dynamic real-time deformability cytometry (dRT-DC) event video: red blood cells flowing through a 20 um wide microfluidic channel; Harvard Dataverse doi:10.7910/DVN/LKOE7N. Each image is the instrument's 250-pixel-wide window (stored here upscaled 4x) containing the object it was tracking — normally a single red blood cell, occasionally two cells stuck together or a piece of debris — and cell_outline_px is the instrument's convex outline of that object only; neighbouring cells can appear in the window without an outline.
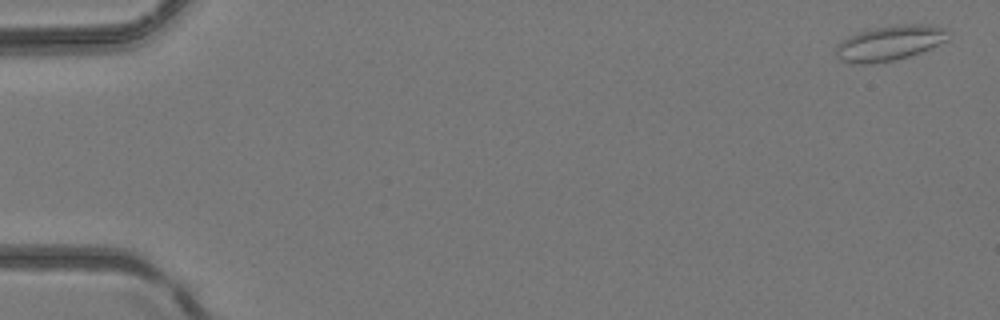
{"species": "common noctule bat (a hibernating species)", "species_latin": "Nyctalus noctula", "temperature_condition": "room temperature", "stored_images_in_passage": 6, "camera_frame_rate_fps": 3000, "um_per_image_px": 0.085, "animal": {"sex": "female", "body_mass_g": 24.6, "forearm_length_mm": 56.2}, "frame": {"image": 1, "passage_image": 1, "time_ms": 0.0, "image_size_px": [1000, 320], "cell_outline_px": [[948, 40], [932, 48], [908, 56], [892, 60], [868, 64], [852, 64], [840, 60], [836, 56], [836, 44], [848, 36], [872, 28], [896, 24], [924, 24], [944, 28]], "centroid_in_image_um": [75.57, 3.66], "position_along_channel_um": 9.4, "area_um2": 22.89}}
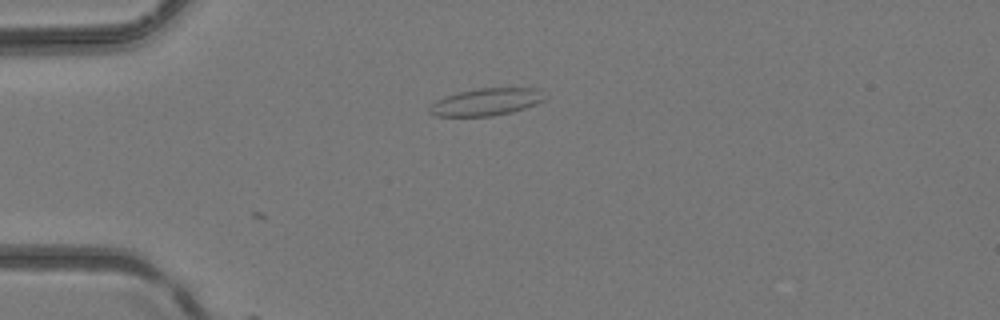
{"frame": {"image": 2, "passage_image": 4, "time_ms": 1.0, "image_size_px": [1000, 320], "cell_outline_px": [[548, 96], [544, 100], [536, 104], [512, 112], [492, 116], [436, 116], [428, 112], [428, 108], [436, 100], [460, 92], [476, 88], [540, 88]], "centroid_in_image_um": [41.38, 8.66], "position_along_channel_um": 43.6, "area_um2": 18.38}}